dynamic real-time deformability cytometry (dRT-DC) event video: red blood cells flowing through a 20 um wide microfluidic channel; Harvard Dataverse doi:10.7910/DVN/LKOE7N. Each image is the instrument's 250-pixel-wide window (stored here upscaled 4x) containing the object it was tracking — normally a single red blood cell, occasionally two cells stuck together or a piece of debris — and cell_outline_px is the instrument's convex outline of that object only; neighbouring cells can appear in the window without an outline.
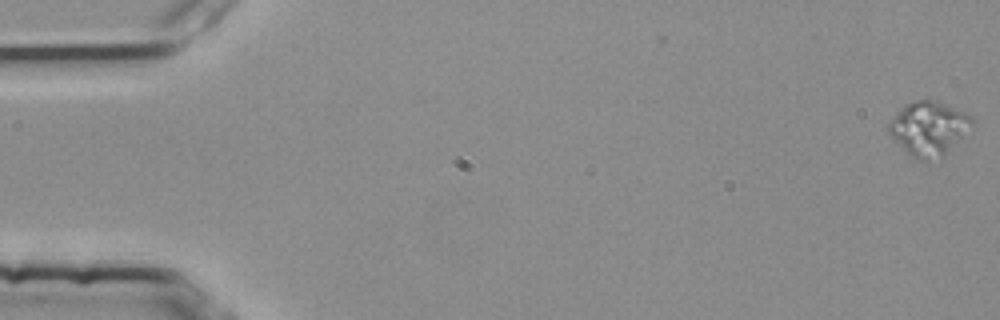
{"species": "common noctule bat (a hibernating species)", "species_latin": "Nyctalus noctula", "temperature_condition": "room temperature", "stored_images_in_passage": 2, "camera_frame_rate_fps": 3000, "um_per_image_px": 0.085, "animal": {"sex": "female", "body_mass_g": 25.1}, "frame": {"image": 1, "passage_image": 2, "time_ms": 0.333, "image_size_px": [1000, 320], "cell_outline_px": [[976, 124], [940, 156], [928, 160], [916, 160], [888, 132], [888, 120], [904, 104], [916, 100], [940, 100], [964, 112]], "centroid_in_image_um": [78.92, 10.85], "position_along_channel_um": 6.1, "area_um2": 25.78}}